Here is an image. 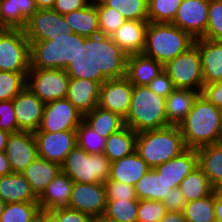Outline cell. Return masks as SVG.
<instances>
[{
  "mask_svg": "<svg viewBox=\"0 0 222 222\" xmlns=\"http://www.w3.org/2000/svg\"><path fill=\"white\" fill-rule=\"evenodd\" d=\"M127 58L111 36L86 37L78 41L76 56L65 72L70 79L93 80L102 85L108 79L126 77Z\"/></svg>",
  "mask_w": 222,
  "mask_h": 222,
  "instance_id": "cell-1",
  "label": "cell"
},
{
  "mask_svg": "<svg viewBox=\"0 0 222 222\" xmlns=\"http://www.w3.org/2000/svg\"><path fill=\"white\" fill-rule=\"evenodd\" d=\"M178 127L187 148L198 149L220 143L222 142V109L199 95L191 111Z\"/></svg>",
  "mask_w": 222,
  "mask_h": 222,
  "instance_id": "cell-2",
  "label": "cell"
},
{
  "mask_svg": "<svg viewBox=\"0 0 222 222\" xmlns=\"http://www.w3.org/2000/svg\"><path fill=\"white\" fill-rule=\"evenodd\" d=\"M187 149L178 126L137 133L136 152L150 168H155Z\"/></svg>",
  "mask_w": 222,
  "mask_h": 222,
  "instance_id": "cell-3",
  "label": "cell"
},
{
  "mask_svg": "<svg viewBox=\"0 0 222 222\" xmlns=\"http://www.w3.org/2000/svg\"><path fill=\"white\" fill-rule=\"evenodd\" d=\"M124 124L136 133L170 126L167 123L166 99L152 92L148 86H133Z\"/></svg>",
  "mask_w": 222,
  "mask_h": 222,
  "instance_id": "cell-4",
  "label": "cell"
},
{
  "mask_svg": "<svg viewBox=\"0 0 222 222\" xmlns=\"http://www.w3.org/2000/svg\"><path fill=\"white\" fill-rule=\"evenodd\" d=\"M195 39L172 23L148 22L143 54L163 66L194 44Z\"/></svg>",
  "mask_w": 222,
  "mask_h": 222,
  "instance_id": "cell-5",
  "label": "cell"
},
{
  "mask_svg": "<svg viewBox=\"0 0 222 222\" xmlns=\"http://www.w3.org/2000/svg\"><path fill=\"white\" fill-rule=\"evenodd\" d=\"M86 37L76 33L30 43V69H63L73 62L78 41Z\"/></svg>",
  "mask_w": 222,
  "mask_h": 222,
  "instance_id": "cell-6",
  "label": "cell"
},
{
  "mask_svg": "<svg viewBox=\"0 0 222 222\" xmlns=\"http://www.w3.org/2000/svg\"><path fill=\"white\" fill-rule=\"evenodd\" d=\"M111 161L103 154H89L76 145L66 156L61 171L73 182L105 183L110 176Z\"/></svg>",
  "mask_w": 222,
  "mask_h": 222,
  "instance_id": "cell-7",
  "label": "cell"
},
{
  "mask_svg": "<svg viewBox=\"0 0 222 222\" xmlns=\"http://www.w3.org/2000/svg\"><path fill=\"white\" fill-rule=\"evenodd\" d=\"M174 88L189 89L201 93L203 73L198 46L194 43L185 52L163 66Z\"/></svg>",
  "mask_w": 222,
  "mask_h": 222,
  "instance_id": "cell-8",
  "label": "cell"
},
{
  "mask_svg": "<svg viewBox=\"0 0 222 222\" xmlns=\"http://www.w3.org/2000/svg\"><path fill=\"white\" fill-rule=\"evenodd\" d=\"M30 42L23 29L0 28V71L28 73Z\"/></svg>",
  "mask_w": 222,
  "mask_h": 222,
  "instance_id": "cell-9",
  "label": "cell"
},
{
  "mask_svg": "<svg viewBox=\"0 0 222 222\" xmlns=\"http://www.w3.org/2000/svg\"><path fill=\"white\" fill-rule=\"evenodd\" d=\"M69 80L63 69H30L26 87L42 102L48 103L66 98Z\"/></svg>",
  "mask_w": 222,
  "mask_h": 222,
  "instance_id": "cell-10",
  "label": "cell"
},
{
  "mask_svg": "<svg viewBox=\"0 0 222 222\" xmlns=\"http://www.w3.org/2000/svg\"><path fill=\"white\" fill-rule=\"evenodd\" d=\"M24 34L30 43L53 40L73 33L64 16L53 9H38L26 22Z\"/></svg>",
  "mask_w": 222,
  "mask_h": 222,
  "instance_id": "cell-11",
  "label": "cell"
},
{
  "mask_svg": "<svg viewBox=\"0 0 222 222\" xmlns=\"http://www.w3.org/2000/svg\"><path fill=\"white\" fill-rule=\"evenodd\" d=\"M84 116L67 99L45 103L41 124L36 131L62 132L77 130Z\"/></svg>",
  "mask_w": 222,
  "mask_h": 222,
  "instance_id": "cell-12",
  "label": "cell"
},
{
  "mask_svg": "<svg viewBox=\"0 0 222 222\" xmlns=\"http://www.w3.org/2000/svg\"><path fill=\"white\" fill-rule=\"evenodd\" d=\"M33 134L37 144L38 157L57 163L60 166L65 161L66 156L77 145L76 130L62 132L35 131Z\"/></svg>",
  "mask_w": 222,
  "mask_h": 222,
  "instance_id": "cell-13",
  "label": "cell"
},
{
  "mask_svg": "<svg viewBox=\"0 0 222 222\" xmlns=\"http://www.w3.org/2000/svg\"><path fill=\"white\" fill-rule=\"evenodd\" d=\"M106 189L104 183L74 182L69 208L92 217L104 215L106 210Z\"/></svg>",
  "mask_w": 222,
  "mask_h": 222,
  "instance_id": "cell-14",
  "label": "cell"
},
{
  "mask_svg": "<svg viewBox=\"0 0 222 222\" xmlns=\"http://www.w3.org/2000/svg\"><path fill=\"white\" fill-rule=\"evenodd\" d=\"M210 0H183L172 24L188 32L194 39L201 38L208 23Z\"/></svg>",
  "mask_w": 222,
  "mask_h": 222,
  "instance_id": "cell-15",
  "label": "cell"
},
{
  "mask_svg": "<svg viewBox=\"0 0 222 222\" xmlns=\"http://www.w3.org/2000/svg\"><path fill=\"white\" fill-rule=\"evenodd\" d=\"M5 155L14 173H22L38 157L37 144L33 132L11 133L5 148Z\"/></svg>",
  "mask_w": 222,
  "mask_h": 222,
  "instance_id": "cell-16",
  "label": "cell"
},
{
  "mask_svg": "<svg viewBox=\"0 0 222 222\" xmlns=\"http://www.w3.org/2000/svg\"><path fill=\"white\" fill-rule=\"evenodd\" d=\"M132 93L133 85L126 77L108 79L101 85L98 106L124 119L130 109Z\"/></svg>",
  "mask_w": 222,
  "mask_h": 222,
  "instance_id": "cell-17",
  "label": "cell"
},
{
  "mask_svg": "<svg viewBox=\"0 0 222 222\" xmlns=\"http://www.w3.org/2000/svg\"><path fill=\"white\" fill-rule=\"evenodd\" d=\"M14 110L18 131L38 130L43 116L45 103L29 88L25 87L14 99Z\"/></svg>",
  "mask_w": 222,
  "mask_h": 222,
  "instance_id": "cell-18",
  "label": "cell"
},
{
  "mask_svg": "<svg viewBox=\"0 0 222 222\" xmlns=\"http://www.w3.org/2000/svg\"><path fill=\"white\" fill-rule=\"evenodd\" d=\"M73 185L71 178L60 171L38 197L41 212L49 215L57 210L68 209Z\"/></svg>",
  "mask_w": 222,
  "mask_h": 222,
  "instance_id": "cell-19",
  "label": "cell"
},
{
  "mask_svg": "<svg viewBox=\"0 0 222 222\" xmlns=\"http://www.w3.org/2000/svg\"><path fill=\"white\" fill-rule=\"evenodd\" d=\"M148 22L149 20H126L111 38L127 56L143 53Z\"/></svg>",
  "mask_w": 222,
  "mask_h": 222,
  "instance_id": "cell-20",
  "label": "cell"
},
{
  "mask_svg": "<svg viewBox=\"0 0 222 222\" xmlns=\"http://www.w3.org/2000/svg\"><path fill=\"white\" fill-rule=\"evenodd\" d=\"M194 43L198 46L201 56L203 85L222 80V41L197 38Z\"/></svg>",
  "mask_w": 222,
  "mask_h": 222,
  "instance_id": "cell-21",
  "label": "cell"
},
{
  "mask_svg": "<svg viewBox=\"0 0 222 222\" xmlns=\"http://www.w3.org/2000/svg\"><path fill=\"white\" fill-rule=\"evenodd\" d=\"M100 88L101 84L93 80L70 79L66 98L84 116L98 106Z\"/></svg>",
  "mask_w": 222,
  "mask_h": 222,
  "instance_id": "cell-22",
  "label": "cell"
},
{
  "mask_svg": "<svg viewBox=\"0 0 222 222\" xmlns=\"http://www.w3.org/2000/svg\"><path fill=\"white\" fill-rule=\"evenodd\" d=\"M198 167V154L196 149L187 148L180 155L173 157L154 169L161 177L172 185L179 187L182 180Z\"/></svg>",
  "mask_w": 222,
  "mask_h": 222,
  "instance_id": "cell-23",
  "label": "cell"
},
{
  "mask_svg": "<svg viewBox=\"0 0 222 222\" xmlns=\"http://www.w3.org/2000/svg\"><path fill=\"white\" fill-rule=\"evenodd\" d=\"M37 10L35 0H0V28L23 29Z\"/></svg>",
  "mask_w": 222,
  "mask_h": 222,
  "instance_id": "cell-24",
  "label": "cell"
},
{
  "mask_svg": "<svg viewBox=\"0 0 222 222\" xmlns=\"http://www.w3.org/2000/svg\"><path fill=\"white\" fill-rule=\"evenodd\" d=\"M163 70L161 63L143 53L127 58L126 78L133 86H147Z\"/></svg>",
  "mask_w": 222,
  "mask_h": 222,
  "instance_id": "cell-25",
  "label": "cell"
},
{
  "mask_svg": "<svg viewBox=\"0 0 222 222\" xmlns=\"http://www.w3.org/2000/svg\"><path fill=\"white\" fill-rule=\"evenodd\" d=\"M150 169L147 163L135 151L111 163L109 180L118 181L135 187L136 183Z\"/></svg>",
  "mask_w": 222,
  "mask_h": 222,
  "instance_id": "cell-26",
  "label": "cell"
},
{
  "mask_svg": "<svg viewBox=\"0 0 222 222\" xmlns=\"http://www.w3.org/2000/svg\"><path fill=\"white\" fill-rule=\"evenodd\" d=\"M0 198L6 203L38 202L22 173L0 176Z\"/></svg>",
  "mask_w": 222,
  "mask_h": 222,
  "instance_id": "cell-27",
  "label": "cell"
},
{
  "mask_svg": "<svg viewBox=\"0 0 222 222\" xmlns=\"http://www.w3.org/2000/svg\"><path fill=\"white\" fill-rule=\"evenodd\" d=\"M61 171V166L46 159L37 157L22 172L34 194L39 197L48 184Z\"/></svg>",
  "mask_w": 222,
  "mask_h": 222,
  "instance_id": "cell-28",
  "label": "cell"
},
{
  "mask_svg": "<svg viewBox=\"0 0 222 222\" xmlns=\"http://www.w3.org/2000/svg\"><path fill=\"white\" fill-rule=\"evenodd\" d=\"M200 92L189 89H174L166 98L167 123L178 126L191 111Z\"/></svg>",
  "mask_w": 222,
  "mask_h": 222,
  "instance_id": "cell-29",
  "label": "cell"
},
{
  "mask_svg": "<svg viewBox=\"0 0 222 222\" xmlns=\"http://www.w3.org/2000/svg\"><path fill=\"white\" fill-rule=\"evenodd\" d=\"M177 187L166 182L161 174L151 168L136 183L135 192L138 200L163 201L170 190Z\"/></svg>",
  "mask_w": 222,
  "mask_h": 222,
  "instance_id": "cell-30",
  "label": "cell"
},
{
  "mask_svg": "<svg viewBox=\"0 0 222 222\" xmlns=\"http://www.w3.org/2000/svg\"><path fill=\"white\" fill-rule=\"evenodd\" d=\"M64 16L73 32L83 37L100 35L97 7L95 0L84 9L69 12Z\"/></svg>",
  "mask_w": 222,
  "mask_h": 222,
  "instance_id": "cell-31",
  "label": "cell"
},
{
  "mask_svg": "<svg viewBox=\"0 0 222 222\" xmlns=\"http://www.w3.org/2000/svg\"><path fill=\"white\" fill-rule=\"evenodd\" d=\"M137 133L128 126L106 138V145L103 154L111 163L128 156L136 150Z\"/></svg>",
  "mask_w": 222,
  "mask_h": 222,
  "instance_id": "cell-32",
  "label": "cell"
},
{
  "mask_svg": "<svg viewBox=\"0 0 222 222\" xmlns=\"http://www.w3.org/2000/svg\"><path fill=\"white\" fill-rule=\"evenodd\" d=\"M198 167L208 177L213 187L222 181V142L196 149Z\"/></svg>",
  "mask_w": 222,
  "mask_h": 222,
  "instance_id": "cell-33",
  "label": "cell"
},
{
  "mask_svg": "<svg viewBox=\"0 0 222 222\" xmlns=\"http://www.w3.org/2000/svg\"><path fill=\"white\" fill-rule=\"evenodd\" d=\"M83 121L104 138L125 126L124 119L119 114L99 106L85 114Z\"/></svg>",
  "mask_w": 222,
  "mask_h": 222,
  "instance_id": "cell-34",
  "label": "cell"
},
{
  "mask_svg": "<svg viewBox=\"0 0 222 222\" xmlns=\"http://www.w3.org/2000/svg\"><path fill=\"white\" fill-rule=\"evenodd\" d=\"M179 188L184 194L186 202L204 198L210 195L213 189L208 177L199 167L182 180Z\"/></svg>",
  "mask_w": 222,
  "mask_h": 222,
  "instance_id": "cell-35",
  "label": "cell"
},
{
  "mask_svg": "<svg viewBox=\"0 0 222 222\" xmlns=\"http://www.w3.org/2000/svg\"><path fill=\"white\" fill-rule=\"evenodd\" d=\"M41 213L38 202L8 203L0 215V222H35Z\"/></svg>",
  "mask_w": 222,
  "mask_h": 222,
  "instance_id": "cell-36",
  "label": "cell"
},
{
  "mask_svg": "<svg viewBox=\"0 0 222 222\" xmlns=\"http://www.w3.org/2000/svg\"><path fill=\"white\" fill-rule=\"evenodd\" d=\"M183 214L187 222H216L213 192L204 198L187 202Z\"/></svg>",
  "mask_w": 222,
  "mask_h": 222,
  "instance_id": "cell-37",
  "label": "cell"
},
{
  "mask_svg": "<svg viewBox=\"0 0 222 222\" xmlns=\"http://www.w3.org/2000/svg\"><path fill=\"white\" fill-rule=\"evenodd\" d=\"M138 199L109 200L104 215L116 222H137Z\"/></svg>",
  "mask_w": 222,
  "mask_h": 222,
  "instance_id": "cell-38",
  "label": "cell"
},
{
  "mask_svg": "<svg viewBox=\"0 0 222 222\" xmlns=\"http://www.w3.org/2000/svg\"><path fill=\"white\" fill-rule=\"evenodd\" d=\"M105 6L121 12L127 20H149L148 0H100Z\"/></svg>",
  "mask_w": 222,
  "mask_h": 222,
  "instance_id": "cell-39",
  "label": "cell"
},
{
  "mask_svg": "<svg viewBox=\"0 0 222 222\" xmlns=\"http://www.w3.org/2000/svg\"><path fill=\"white\" fill-rule=\"evenodd\" d=\"M183 0H148L149 22L172 23Z\"/></svg>",
  "mask_w": 222,
  "mask_h": 222,
  "instance_id": "cell-40",
  "label": "cell"
},
{
  "mask_svg": "<svg viewBox=\"0 0 222 222\" xmlns=\"http://www.w3.org/2000/svg\"><path fill=\"white\" fill-rule=\"evenodd\" d=\"M95 6L101 35L111 36L127 20L121 12L105 6L100 0H95Z\"/></svg>",
  "mask_w": 222,
  "mask_h": 222,
  "instance_id": "cell-41",
  "label": "cell"
},
{
  "mask_svg": "<svg viewBox=\"0 0 222 222\" xmlns=\"http://www.w3.org/2000/svg\"><path fill=\"white\" fill-rule=\"evenodd\" d=\"M27 74L0 71V101L13 100L26 87Z\"/></svg>",
  "mask_w": 222,
  "mask_h": 222,
  "instance_id": "cell-42",
  "label": "cell"
},
{
  "mask_svg": "<svg viewBox=\"0 0 222 222\" xmlns=\"http://www.w3.org/2000/svg\"><path fill=\"white\" fill-rule=\"evenodd\" d=\"M77 145L89 154L103 153L106 138L100 136L84 121L80 123L77 130Z\"/></svg>",
  "mask_w": 222,
  "mask_h": 222,
  "instance_id": "cell-43",
  "label": "cell"
},
{
  "mask_svg": "<svg viewBox=\"0 0 222 222\" xmlns=\"http://www.w3.org/2000/svg\"><path fill=\"white\" fill-rule=\"evenodd\" d=\"M201 38L222 41V0H210L208 23Z\"/></svg>",
  "mask_w": 222,
  "mask_h": 222,
  "instance_id": "cell-44",
  "label": "cell"
},
{
  "mask_svg": "<svg viewBox=\"0 0 222 222\" xmlns=\"http://www.w3.org/2000/svg\"><path fill=\"white\" fill-rule=\"evenodd\" d=\"M166 212L162 201L139 200L137 222H159Z\"/></svg>",
  "mask_w": 222,
  "mask_h": 222,
  "instance_id": "cell-45",
  "label": "cell"
},
{
  "mask_svg": "<svg viewBox=\"0 0 222 222\" xmlns=\"http://www.w3.org/2000/svg\"><path fill=\"white\" fill-rule=\"evenodd\" d=\"M104 185L106 189V201L137 199L134 186L109 179Z\"/></svg>",
  "mask_w": 222,
  "mask_h": 222,
  "instance_id": "cell-46",
  "label": "cell"
},
{
  "mask_svg": "<svg viewBox=\"0 0 222 222\" xmlns=\"http://www.w3.org/2000/svg\"><path fill=\"white\" fill-rule=\"evenodd\" d=\"M0 129L8 133L17 132L13 100L0 101Z\"/></svg>",
  "mask_w": 222,
  "mask_h": 222,
  "instance_id": "cell-47",
  "label": "cell"
},
{
  "mask_svg": "<svg viewBox=\"0 0 222 222\" xmlns=\"http://www.w3.org/2000/svg\"><path fill=\"white\" fill-rule=\"evenodd\" d=\"M152 92L160 97L167 98L175 89L167 73L163 70L148 85Z\"/></svg>",
  "mask_w": 222,
  "mask_h": 222,
  "instance_id": "cell-48",
  "label": "cell"
},
{
  "mask_svg": "<svg viewBox=\"0 0 222 222\" xmlns=\"http://www.w3.org/2000/svg\"><path fill=\"white\" fill-rule=\"evenodd\" d=\"M55 222H92L93 217L83 212L68 208L54 211L49 214Z\"/></svg>",
  "mask_w": 222,
  "mask_h": 222,
  "instance_id": "cell-49",
  "label": "cell"
},
{
  "mask_svg": "<svg viewBox=\"0 0 222 222\" xmlns=\"http://www.w3.org/2000/svg\"><path fill=\"white\" fill-rule=\"evenodd\" d=\"M200 95L219 109H222V80L203 85Z\"/></svg>",
  "mask_w": 222,
  "mask_h": 222,
  "instance_id": "cell-50",
  "label": "cell"
},
{
  "mask_svg": "<svg viewBox=\"0 0 222 222\" xmlns=\"http://www.w3.org/2000/svg\"><path fill=\"white\" fill-rule=\"evenodd\" d=\"M162 202L167 211L175 212H183L187 203L179 187L171 189Z\"/></svg>",
  "mask_w": 222,
  "mask_h": 222,
  "instance_id": "cell-51",
  "label": "cell"
},
{
  "mask_svg": "<svg viewBox=\"0 0 222 222\" xmlns=\"http://www.w3.org/2000/svg\"><path fill=\"white\" fill-rule=\"evenodd\" d=\"M93 0H56L53 10L61 15L86 8Z\"/></svg>",
  "mask_w": 222,
  "mask_h": 222,
  "instance_id": "cell-52",
  "label": "cell"
},
{
  "mask_svg": "<svg viewBox=\"0 0 222 222\" xmlns=\"http://www.w3.org/2000/svg\"><path fill=\"white\" fill-rule=\"evenodd\" d=\"M159 222H187L183 212L167 211Z\"/></svg>",
  "mask_w": 222,
  "mask_h": 222,
  "instance_id": "cell-53",
  "label": "cell"
},
{
  "mask_svg": "<svg viewBox=\"0 0 222 222\" xmlns=\"http://www.w3.org/2000/svg\"><path fill=\"white\" fill-rule=\"evenodd\" d=\"M12 170L10 167L9 160L5 155V152H0V176L11 174Z\"/></svg>",
  "mask_w": 222,
  "mask_h": 222,
  "instance_id": "cell-54",
  "label": "cell"
},
{
  "mask_svg": "<svg viewBox=\"0 0 222 222\" xmlns=\"http://www.w3.org/2000/svg\"><path fill=\"white\" fill-rule=\"evenodd\" d=\"M214 208L216 222H222V199L215 198L214 196Z\"/></svg>",
  "mask_w": 222,
  "mask_h": 222,
  "instance_id": "cell-55",
  "label": "cell"
},
{
  "mask_svg": "<svg viewBox=\"0 0 222 222\" xmlns=\"http://www.w3.org/2000/svg\"><path fill=\"white\" fill-rule=\"evenodd\" d=\"M56 0H35L38 9H52Z\"/></svg>",
  "mask_w": 222,
  "mask_h": 222,
  "instance_id": "cell-56",
  "label": "cell"
},
{
  "mask_svg": "<svg viewBox=\"0 0 222 222\" xmlns=\"http://www.w3.org/2000/svg\"><path fill=\"white\" fill-rule=\"evenodd\" d=\"M11 133L0 129V152H4Z\"/></svg>",
  "mask_w": 222,
  "mask_h": 222,
  "instance_id": "cell-57",
  "label": "cell"
},
{
  "mask_svg": "<svg viewBox=\"0 0 222 222\" xmlns=\"http://www.w3.org/2000/svg\"><path fill=\"white\" fill-rule=\"evenodd\" d=\"M212 192L215 198L222 199V181L213 186Z\"/></svg>",
  "mask_w": 222,
  "mask_h": 222,
  "instance_id": "cell-58",
  "label": "cell"
},
{
  "mask_svg": "<svg viewBox=\"0 0 222 222\" xmlns=\"http://www.w3.org/2000/svg\"><path fill=\"white\" fill-rule=\"evenodd\" d=\"M92 222H116V221L107 218L105 215H100V216H97V217H93Z\"/></svg>",
  "mask_w": 222,
  "mask_h": 222,
  "instance_id": "cell-59",
  "label": "cell"
},
{
  "mask_svg": "<svg viewBox=\"0 0 222 222\" xmlns=\"http://www.w3.org/2000/svg\"><path fill=\"white\" fill-rule=\"evenodd\" d=\"M39 222H55L53 218L50 215H47L45 213H41L39 215Z\"/></svg>",
  "mask_w": 222,
  "mask_h": 222,
  "instance_id": "cell-60",
  "label": "cell"
},
{
  "mask_svg": "<svg viewBox=\"0 0 222 222\" xmlns=\"http://www.w3.org/2000/svg\"><path fill=\"white\" fill-rule=\"evenodd\" d=\"M6 203L0 198V215L4 211Z\"/></svg>",
  "mask_w": 222,
  "mask_h": 222,
  "instance_id": "cell-61",
  "label": "cell"
}]
</instances>
